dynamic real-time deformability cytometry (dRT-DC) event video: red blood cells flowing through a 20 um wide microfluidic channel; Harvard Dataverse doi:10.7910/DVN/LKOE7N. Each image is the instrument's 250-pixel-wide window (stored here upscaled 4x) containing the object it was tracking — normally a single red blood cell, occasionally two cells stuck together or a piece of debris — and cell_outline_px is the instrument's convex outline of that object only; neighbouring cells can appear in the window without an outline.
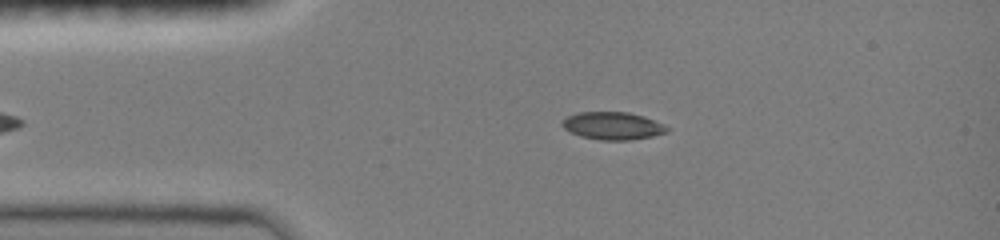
{"species": "common noctule bat (a hibernating species)", "species_latin": "Nyctalus noctula", "temperature_condition": "room temperature", "stored_images_in_passage": 37, "camera_frame_rate_fps": 3000, "um_per_image_px": 0.085, "animal": {"sex": "female", "body_mass_g": 19.0, "forearm_length_mm": 51.5}, "frame": {"image": 1, "passage_image": 1, "time_ms": 0.0, "image_size_px": [1000, 240], "cell_outline_px": [[668, 132], [652, 136], [628, 140], [600, 140], [580, 136], [564, 128], [560, 124], [568, 116], [576, 112], [628, 112], [644, 116], [664, 124], [668, 128]], "centroid_in_image_um": [52.09, 10.69], "position_along_channel_um": 32.9, "area_um2": 16.82}}
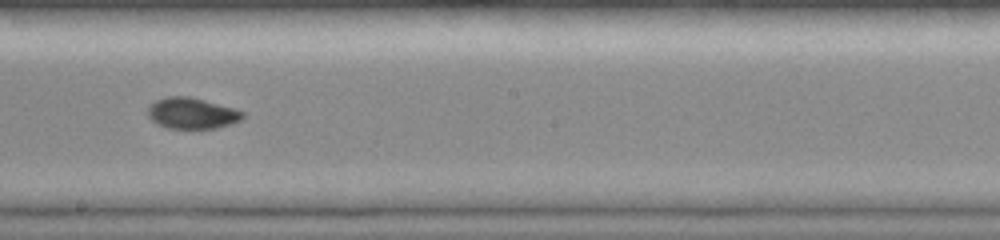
{"frame": {"image": 2, "passage_image": 19, "time_ms": 5.667, "image_size_px": [1000, 240], "cell_outline_px": [[244, 116], [240, 120], [232, 124], [216, 128], [168, 128], [152, 120], [148, 116], [148, 104], [164, 96], [188, 96], [236, 108], [244, 112]], "centroid_in_image_um": [16.32, 9.61], "position_along_channel_um": 231.9, "area_um2": 17.22}}
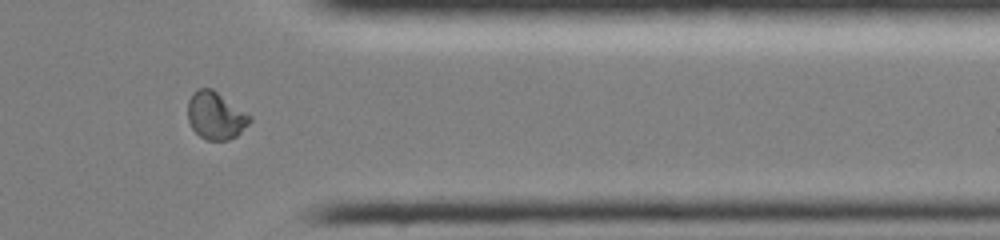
{"frame": {"image": 3, "passage_image": 33, "time_ms": 9.667, "image_size_px": [1000, 240], "cell_outline_px": [[252, 120], [236, 136], [228, 140], [208, 140], [200, 136], [192, 128], [188, 120], [188, 100], [192, 92], [200, 88], [212, 88], [252, 116]], "centroid_in_image_um": [18.32, 9.81], "position_along_channel_um": 393.1, "area_um2": 17.11}}